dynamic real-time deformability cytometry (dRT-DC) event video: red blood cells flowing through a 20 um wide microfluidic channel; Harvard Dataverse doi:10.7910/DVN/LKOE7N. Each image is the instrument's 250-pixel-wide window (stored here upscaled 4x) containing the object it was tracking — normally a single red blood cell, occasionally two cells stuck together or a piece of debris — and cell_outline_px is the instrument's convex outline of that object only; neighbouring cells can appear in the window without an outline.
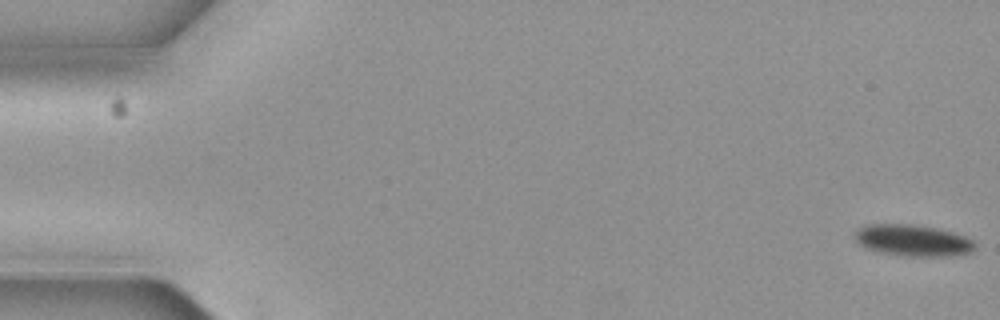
{"species": "common noctule bat (a hibernating species)", "species_latin": "Nyctalus noctula", "temperature_condition": "cold", "stored_images_in_passage": 6, "camera_frame_rate_fps": 3000, "um_per_image_px": 0.085, "animal": {"sex": "female", "body_mass_g": 19.3, "forearm_length_mm": 54.1}, "frame": {"image": 1, "passage_image": 1, "time_ms": 0.0, "image_size_px": [1000, 320], "cell_outline_px": [[976, 248], [972, 252], [952, 256], [908, 256], [876, 252], [864, 248], [856, 244], [852, 236], [856, 228], [864, 224], [912, 224], [936, 228], [952, 232], [964, 236], [972, 240], [976, 244]], "centroid_in_image_um": [77.5, 20.43], "position_along_channel_um": 7.5, "area_um2": 22.6}}
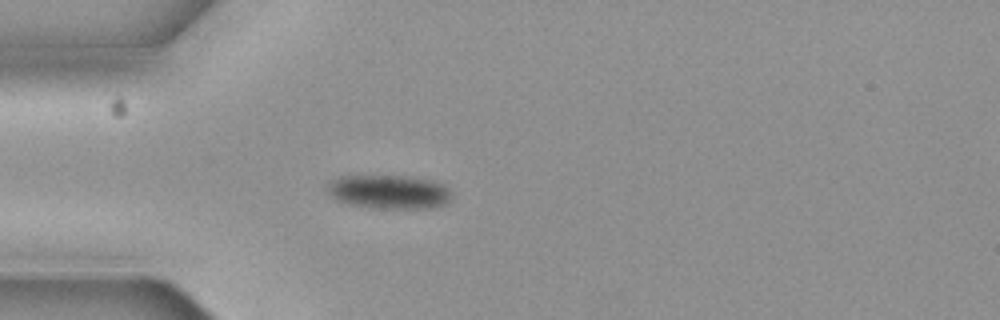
{"frame": {"image": 2, "passage_image": 5, "time_ms": 1.333, "image_size_px": [1000, 320], "cell_outline_px": [[452, 196], [444, 204], [432, 208], [372, 208], [348, 204], [336, 200], [324, 188], [328, 180], [340, 176], [412, 176], [432, 180], [444, 184], [452, 192]], "centroid_in_image_um": [33.03, 16.3], "position_along_channel_um": 52.0, "area_um2": 24.97}}